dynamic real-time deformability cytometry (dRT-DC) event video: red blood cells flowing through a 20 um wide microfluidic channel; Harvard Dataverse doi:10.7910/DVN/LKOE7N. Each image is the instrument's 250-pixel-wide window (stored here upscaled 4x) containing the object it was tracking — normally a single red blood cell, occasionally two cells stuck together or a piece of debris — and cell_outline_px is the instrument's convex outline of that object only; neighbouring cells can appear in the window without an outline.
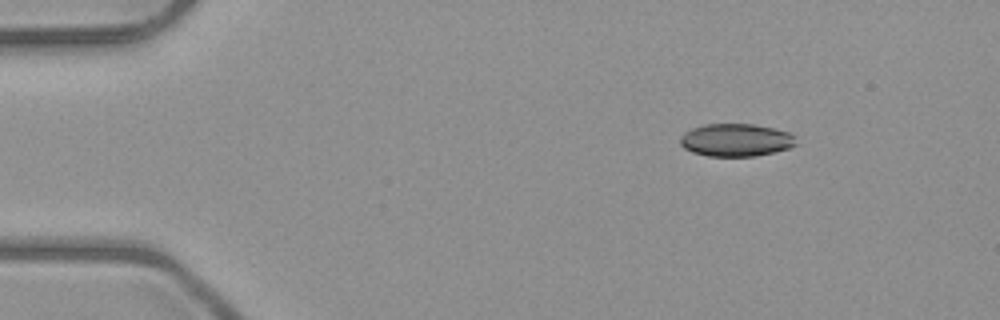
{"species": "common noctule bat (a hibernating species)", "species_latin": "Nyctalus noctula", "temperature_condition": "room temperature", "stored_images_in_passage": 4, "camera_frame_rate_fps": 3000, "um_per_image_px": 0.085, "animal": {"sex": "male", "body_mass_g": 23.1, "forearm_length_mm": 52.7}, "frame": {"image": 1, "passage_image": 2, "time_ms": 2.0, "image_size_px": [1000, 320], "cell_outline_px": [[796, 144], [788, 148], [756, 156], [708, 156], [692, 152], [684, 148], [680, 144], [680, 136], [684, 132], [692, 128], [704, 124], [756, 124], [788, 132], [796, 136]], "centroid_in_image_um": [62.53, 11.9], "position_along_channel_um": 22.5, "area_um2": 22.14}}